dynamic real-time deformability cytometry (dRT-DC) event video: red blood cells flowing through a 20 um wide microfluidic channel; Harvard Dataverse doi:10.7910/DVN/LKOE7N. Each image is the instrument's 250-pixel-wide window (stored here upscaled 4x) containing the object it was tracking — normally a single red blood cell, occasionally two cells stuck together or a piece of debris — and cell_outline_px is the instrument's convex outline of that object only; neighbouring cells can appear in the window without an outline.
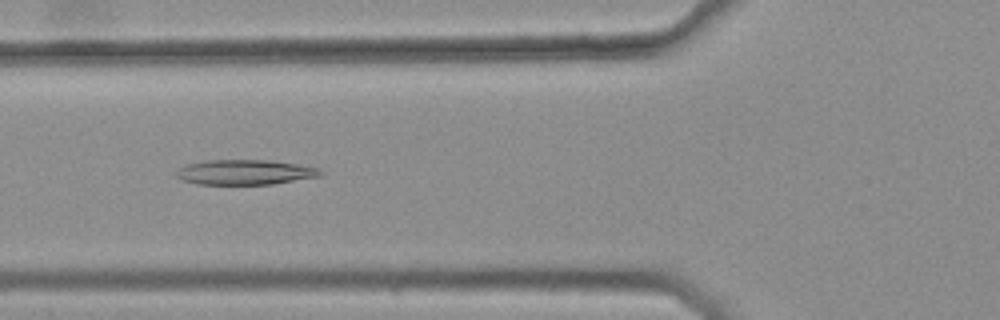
{"species": "common noctule bat (a hibernating species)", "species_latin": "Nyctalus noctula", "temperature_condition": "warm", "stored_images_in_passage": 22, "camera_frame_rate_fps": 3000, "um_per_image_px": 0.085, "animal": {"sex": "female", "body_mass_g": 25.1}, "frame": {"image": 1, "passage_image": 8, "time_ms": 2.333, "image_size_px": [1000, 320], "cell_outline_px": [[324, 172], [320, 176], [272, 184], [196, 184], [184, 180], [176, 176], [176, 172], [180, 168], [188, 164], [208, 160], [268, 160], [296, 164], [316, 168]], "centroid_in_image_um": [20.82, 14.64], "position_along_channel_um": 105.0, "area_um2": 20.69}}
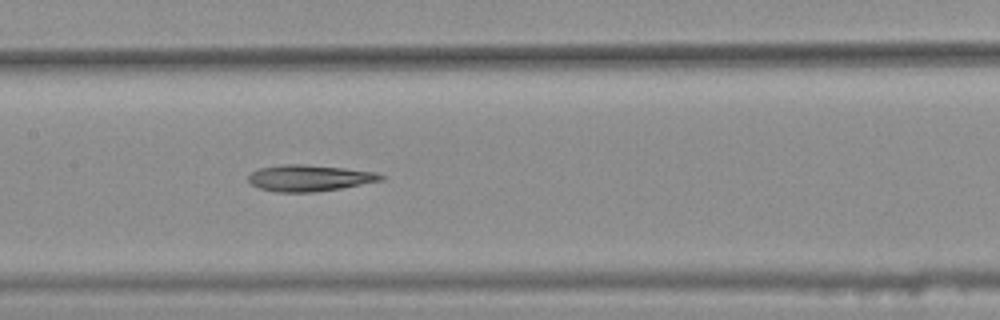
{"frame": {"image": 2, "passage_image": 14, "time_ms": 4.333, "image_size_px": [1000, 320], "cell_outline_px": [[384, 180], [340, 188], [312, 192], [276, 192], [260, 188], [252, 184], [248, 180], [248, 176], [252, 172], [260, 168], [280, 164], [304, 164], [344, 168], [376, 172], [384, 176]], "centroid_in_image_um": [26.29, 15.12], "position_along_channel_um": 181.1, "area_um2": 20.23}}
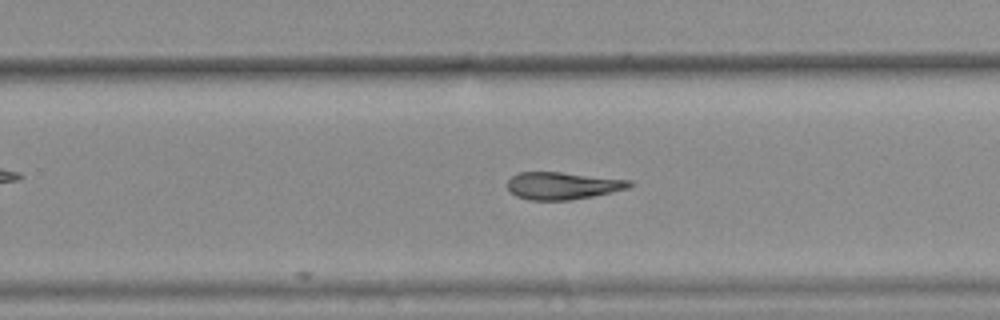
{"frame": {"image": 3, "passage_image": 22, "time_ms": 7.0, "image_size_px": [1000, 320], "cell_outline_px": [[636, 184], [628, 188], [612, 192], [592, 196], [568, 200], [528, 200], [516, 196], [508, 188], [508, 180], [512, 176], [520, 172], [560, 172], [632, 180]], "centroid_in_image_um": [47.86, 15.78], "position_along_channel_um": 281.9, "area_um2": 19.42}}